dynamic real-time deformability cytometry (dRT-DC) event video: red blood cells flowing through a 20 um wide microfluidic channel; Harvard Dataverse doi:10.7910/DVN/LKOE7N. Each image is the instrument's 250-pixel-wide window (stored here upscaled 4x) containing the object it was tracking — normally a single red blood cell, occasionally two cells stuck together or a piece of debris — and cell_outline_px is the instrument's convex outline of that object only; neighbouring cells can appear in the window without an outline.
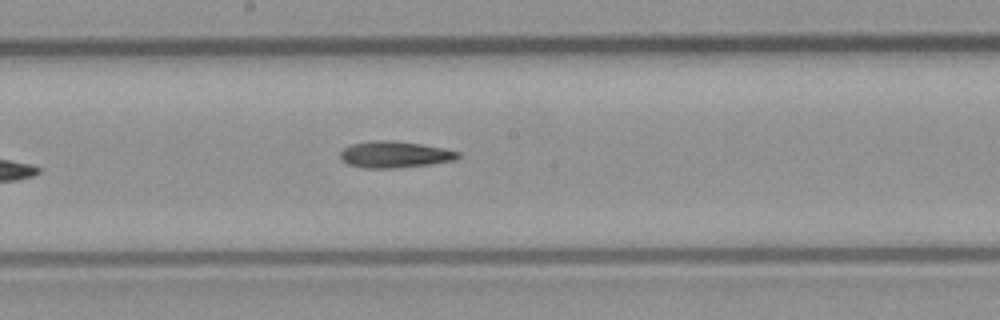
{"species": "common noctule bat (a hibernating species)", "species_latin": "Nyctalus noctula", "temperature_condition": "room temperature", "stored_images_in_passage": 11, "segment_of_instrument_passage": [1, 2], "camera_frame_rate_fps": 3000, "um_per_image_px": 0.085, "animal": {"sex": "male", "body_mass_g": 23.1, "forearm_length_mm": 52.7}, "frame": {"image": 1, "passage_image": 10, "time_ms": 10.667, "image_size_px": [1000, 320], "cell_outline_px": [[460, 156], [456, 160], [432, 164], [396, 168], [364, 168], [348, 164], [340, 160], [340, 152], [348, 144], [372, 140], [388, 140], [420, 144], [444, 148], [460, 152]], "centroid_in_image_um": [33.53, 13.13], "position_along_channel_um": 214.7, "area_um2": 18.38}}